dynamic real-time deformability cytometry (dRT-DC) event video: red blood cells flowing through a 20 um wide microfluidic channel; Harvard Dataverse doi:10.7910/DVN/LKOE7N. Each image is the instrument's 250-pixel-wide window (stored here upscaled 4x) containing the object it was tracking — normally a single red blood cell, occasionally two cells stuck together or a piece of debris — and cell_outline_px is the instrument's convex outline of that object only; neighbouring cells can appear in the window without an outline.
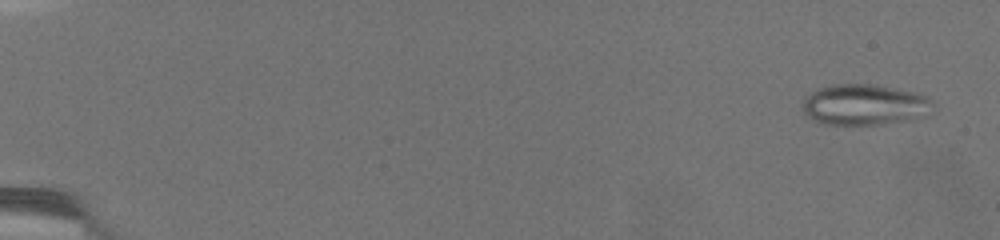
{"species": "common noctule bat (a hibernating species)", "species_latin": "Nyctalus noctula", "temperature_condition": "warm", "stored_images_in_passage": 66, "camera_frame_rate_fps": 3000, "um_per_image_px": 0.085, "animal": {"sex": "female", "body_mass_g": 19.5, "forearm_length_mm": 54.1}, "frame": {"image": 1, "passage_image": 2, "time_ms": 1.0, "image_size_px": [1000, 240], "cell_outline_px": [[932, 104], [928, 116], [912, 120], [876, 124], [824, 124], [808, 116], [804, 112], [804, 96], [816, 88], [836, 84], [872, 84], [916, 92], [928, 96], [932, 100]], "centroid_in_image_um": [73.52, 8.89], "position_along_channel_um": 11.5, "area_um2": 31.1}}
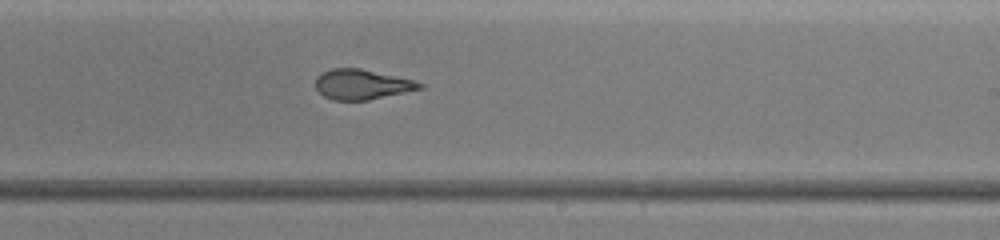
{"frame": {"image": 2, "passage_image": 38, "time_ms": 15.333, "image_size_px": [1000, 240], "cell_outline_px": [[424, 88], [368, 100], [332, 100], [324, 96], [316, 88], [316, 76], [320, 72], [332, 68], [360, 68], [412, 80], [424, 84]], "centroid_in_image_um": [30.73, 7.17], "position_along_channel_um": 258.3, "area_um2": 18.15}}
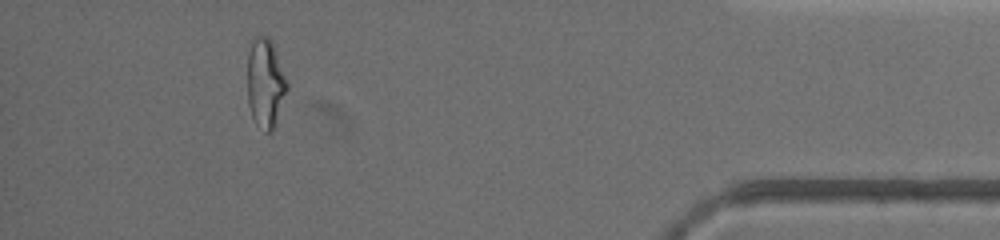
{"frame": {"image": 3, "passage_image": 59, "time_ms": 22.0, "image_size_px": [1000, 240], "cell_outline_px": [[288, 88], [276, 128], [272, 132], [264, 132], [256, 124], [252, 116], [248, 104], [248, 52], [252, 40], [256, 36], [268, 36], [272, 40], [288, 84]], "centroid_in_image_um": [22.57, 7.11], "position_along_channel_um": 412.6, "area_um2": 20.98}, "authors_computed_cell_mechanics": {"area_um2": 19.7387, "velocity_mm_per_s": 3.0066, "shape_relaxation_time_tau1_ms": null, "shape_relaxation_time_tau2_ms": 1.5936, "deformation_change_tau1": null, "deformation_change_tau2": 0.0787}}